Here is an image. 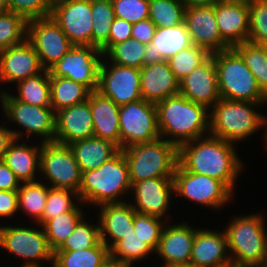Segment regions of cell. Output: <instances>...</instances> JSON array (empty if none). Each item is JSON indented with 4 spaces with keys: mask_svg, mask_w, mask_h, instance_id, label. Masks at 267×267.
<instances>
[{
    "mask_svg": "<svg viewBox=\"0 0 267 267\" xmlns=\"http://www.w3.org/2000/svg\"><path fill=\"white\" fill-rule=\"evenodd\" d=\"M0 101L5 118L12 123H17L23 130L11 129L15 139L22 140L26 134L27 138L36 136L42 142H54L56 133V112L51 106H36L16 100L8 91H0ZM26 132V133H24ZM36 134V135H35Z\"/></svg>",
    "mask_w": 267,
    "mask_h": 267,
    "instance_id": "ba28073f",
    "label": "cell"
},
{
    "mask_svg": "<svg viewBox=\"0 0 267 267\" xmlns=\"http://www.w3.org/2000/svg\"><path fill=\"white\" fill-rule=\"evenodd\" d=\"M197 228L187 224H165L159 245L154 255L161 257L163 264H190V257Z\"/></svg>",
    "mask_w": 267,
    "mask_h": 267,
    "instance_id": "603a6c76",
    "label": "cell"
},
{
    "mask_svg": "<svg viewBox=\"0 0 267 267\" xmlns=\"http://www.w3.org/2000/svg\"><path fill=\"white\" fill-rule=\"evenodd\" d=\"M99 208L100 239L110 250L132 232L136 211L130 202L104 204Z\"/></svg>",
    "mask_w": 267,
    "mask_h": 267,
    "instance_id": "cb8c5ba5",
    "label": "cell"
},
{
    "mask_svg": "<svg viewBox=\"0 0 267 267\" xmlns=\"http://www.w3.org/2000/svg\"><path fill=\"white\" fill-rule=\"evenodd\" d=\"M174 195L211 209H221L233 193L220 181L206 175L186 171L179 163L173 175Z\"/></svg>",
    "mask_w": 267,
    "mask_h": 267,
    "instance_id": "7c38bea8",
    "label": "cell"
},
{
    "mask_svg": "<svg viewBox=\"0 0 267 267\" xmlns=\"http://www.w3.org/2000/svg\"><path fill=\"white\" fill-rule=\"evenodd\" d=\"M16 84L18 94L13 95L16 100L40 107L51 106L50 73L48 70Z\"/></svg>",
    "mask_w": 267,
    "mask_h": 267,
    "instance_id": "d6a6232c",
    "label": "cell"
},
{
    "mask_svg": "<svg viewBox=\"0 0 267 267\" xmlns=\"http://www.w3.org/2000/svg\"><path fill=\"white\" fill-rule=\"evenodd\" d=\"M214 10L221 38L230 46L248 41V3H215Z\"/></svg>",
    "mask_w": 267,
    "mask_h": 267,
    "instance_id": "4316f807",
    "label": "cell"
},
{
    "mask_svg": "<svg viewBox=\"0 0 267 267\" xmlns=\"http://www.w3.org/2000/svg\"><path fill=\"white\" fill-rule=\"evenodd\" d=\"M82 218L74 231L55 251H76L96 246L100 241L99 222L91 224Z\"/></svg>",
    "mask_w": 267,
    "mask_h": 267,
    "instance_id": "ee69618b",
    "label": "cell"
},
{
    "mask_svg": "<svg viewBox=\"0 0 267 267\" xmlns=\"http://www.w3.org/2000/svg\"><path fill=\"white\" fill-rule=\"evenodd\" d=\"M185 7L207 6L215 4V0H179Z\"/></svg>",
    "mask_w": 267,
    "mask_h": 267,
    "instance_id": "11a10c76",
    "label": "cell"
},
{
    "mask_svg": "<svg viewBox=\"0 0 267 267\" xmlns=\"http://www.w3.org/2000/svg\"><path fill=\"white\" fill-rule=\"evenodd\" d=\"M129 168L130 182L173 177L178 165V147L163 138L122 149Z\"/></svg>",
    "mask_w": 267,
    "mask_h": 267,
    "instance_id": "52a82bcc",
    "label": "cell"
},
{
    "mask_svg": "<svg viewBox=\"0 0 267 267\" xmlns=\"http://www.w3.org/2000/svg\"><path fill=\"white\" fill-rule=\"evenodd\" d=\"M35 228L11 225L0 227V248L24 258L22 267H42L40 261L53 264L54 251L48 244L44 228Z\"/></svg>",
    "mask_w": 267,
    "mask_h": 267,
    "instance_id": "9c48e42d",
    "label": "cell"
},
{
    "mask_svg": "<svg viewBox=\"0 0 267 267\" xmlns=\"http://www.w3.org/2000/svg\"><path fill=\"white\" fill-rule=\"evenodd\" d=\"M94 136L108 140L120 148L119 105L98 91L89 93Z\"/></svg>",
    "mask_w": 267,
    "mask_h": 267,
    "instance_id": "83f0119b",
    "label": "cell"
},
{
    "mask_svg": "<svg viewBox=\"0 0 267 267\" xmlns=\"http://www.w3.org/2000/svg\"><path fill=\"white\" fill-rule=\"evenodd\" d=\"M184 23L194 45L210 54L231 48L222 38L217 25L214 4L186 7Z\"/></svg>",
    "mask_w": 267,
    "mask_h": 267,
    "instance_id": "ac0fdd59",
    "label": "cell"
},
{
    "mask_svg": "<svg viewBox=\"0 0 267 267\" xmlns=\"http://www.w3.org/2000/svg\"><path fill=\"white\" fill-rule=\"evenodd\" d=\"M50 16L74 45L92 46L91 0H53Z\"/></svg>",
    "mask_w": 267,
    "mask_h": 267,
    "instance_id": "2e32d148",
    "label": "cell"
},
{
    "mask_svg": "<svg viewBox=\"0 0 267 267\" xmlns=\"http://www.w3.org/2000/svg\"><path fill=\"white\" fill-rule=\"evenodd\" d=\"M110 255L100 241L96 246L76 251H54L52 267H97Z\"/></svg>",
    "mask_w": 267,
    "mask_h": 267,
    "instance_id": "1f68e13d",
    "label": "cell"
},
{
    "mask_svg": "<svg viewBox=\"0 0 267 267\" xmlns=\"http://www.w3.org/2000/svg\"><path fill=\"white\" fill-rule=\"evenodd\" d=\"M77 199V200H76ZM84 205L78 196V192L70 189L49 187L45 209L38 226H43L48 220L59 214L73 210L78 204Z\"/></svg>",
    "mask_w": 267,
    "mask_h": 267,
    "instance_id": "60d3db41",
    "label": "cell"
},
{
    "mask_svg": "<svg viewBox=\"0 0 267 267\" xmlns=\"http://www.w3.org/2000/svg\"><path fill=\"white\" fill-rule=\"evenodd\" d=\"M109 252L112 258L132 267L136 261L145 259L155 251L132 230L124 239L118 241Z\"/></svg>",
    "mask_w": 267,
    "mask_h": 267,
    "instance_id": "74e56055",
    "label": "cell"
},
{
    "mask_svg": "<svg viewBox=\"0 0 267 267\" xmlns=\"http://www.w3.org/2000/svg\"><path fill=\"white\" fill-rule=\"evenodd\" d=\"M249 2L250 0H215V3H224V4H241Z\"/></svg>",
    "mask_w": 267,
    "mask_h": 267,
    "instance_id": "6f0895ef",
    "label": "cell"
},
{
    "mask_svg": "<svg viewBox=\"0 0 267 267\" xmlns=\"http://www.w3.org/2000/svg\"><path fill=\"white\" fill-rule=\"evenodd\" d=\"M145 52L146 44L131 38L113 45L103 56L110 63L141 69Z\"/></svg>",
    "mask_w": 267,
    "mask_h": 267,
    "instance_id": "8d00e7d4",
    "label": "cell"
},
{
    "mask_svg": "<svg viewBox=\"0 0 267 267\" xmlns=\"http://www.w3.org/2000/svg\"><path fill=\"white\" fill-rule=\"evenodd\" d=\"M55 120V142L69 145L94 136L89 96L85 102L58 110Z\"/></svg>",
    "mask_w": 267,
    "mask_h": 267,
    "instance_id": "7402d4cb",
    "label": "cell"
},
{
    "mask_svg": "<svg viewBox=\"0 0 267 267\" xmlns=\"http://www.w3.org/2000/svg\"><path fill=\"white\" fill-rule=\"evenodd\" d=\"M19 212L17 191L0 190V219L15 216Z\"/></svg>",
    "mask_w": 267,
    "mask_h": 267,
    "instance_id": "f907efd6",
    "label": "cell"
},
{
    "mask_svg": "<svg viewBox=\"0 0 267 267\" xmlns=\"http://www.w3.org/2000/svg\"><path fill=\"white\" fill-rule=\"evenodd\" d=\"M191 45L193 43L184 22L168 28H156L152 42L146 44L143 66L168 61Z\"/></svg>",
    "mask_w": 267,
    "mask_h": 267,
    "instance_id": "d4e9b609",
    "label": "cell"
},
{
    "mask_svg": "<svg viewBox=\"0 0 267 267\" xmlns=\"http://www.w3.org/2000/svg\"><path fill=\"white\" fill-rule=\"evenodd\" d=\"M185 6L179 0H149V19L156 28H168L184 22Z\"/></svg>",
    "mask_w": 267,
    "mask_h": 267,
    "instance_id": "f35d334b",
    "label": "cell"
},
{
    "mask_svg": "<svg viewBox=\"0 0 267 267\" xmlns=\"http://www.w3.org/2000/svg\"><path fill=\"white\" fill-rule=\"evenodd\" d=\"M260 46L262 47L265 59L267 60V43L266 44H260Z\"/></svg>",
    "mask_w": 267,
    "mask_h": 267,
    "instance_id": "6125c7cd",
    "label": "cell"
},
{
    "mask_svg": "<svg viewBox=\"0 0 267 267\" xmlns=\"http://www.w3.org/2000/svg\"><path fill=\"white\" fill-rule=\"evenodd\" d=\"M69 146L82 172L99 168L120 151L113 142L96 136L72 142Z\"/></svg>",
    "mask_w": 267,
    "mask_h": 267,
    "instance_id": "f546056e",
    "label": "cell"
},
{
    "mask_svg": "<svg viewBox=\"0 0 267 267\" xmlns=\"http://www.w3.org/2000/svg\"><path fill=\"white\" fill-rule=\"evenodd\" d=\"M156 26L148 18L133 24L131 38L139 42L149 44L152 42Z\"/></svg>",
    "mask_w": 267,
    "mask_h": 267,
    "instance_id": "816d5d0a",
    "label": "cell"
},
{
    "mask_svg": "<svg viewBox=\"0 0 267 267\" xmlns=\"http://www.w3.org/2000/svg\"><path fill=\"white\" fill-rule=\"evenodd\" d=\"M179 93L209 110L220 99L216 64L212 55L179 82Z\"/></svg>",
    "mask_w": 267,
    "mask_h": 267,
    "instance_id": "ffe728a7",
    "label": "cell"
},
{
    "mask_svg": "<svg viewBox=\"0 0 267 267\" xmlns=\"http://www.w3.org/2000/svg\"><path fill=\"white\" fill-rule=\"evenodd\" d=\"M26 39L33 45L45 70L74 46L51 16L28 20Z\"/></svg>",
    "mask_w": 267,
    "mask_h": 267,
    "instance_id": "5bb4252c",
    "label": "cell"
},
{
    "mask_svg": "<svg viewBox=\"0 0 267 267\" xmlns=\"http://www.w3.org/2000/svg\"><path fill=\"white\" fill-rule=\"evenodd\" d=\"M131 187L128 164L120 150L99 168L82 172L78 196L84 207L87 203L98 207L123 203L122 197L131 192Z\"/></svg>",
    "mask_w": 267,
    "mask_h": 267,
    "instance_id": "3957f363",
    "label": "cell"
},
{
    "mask_svg": "<svg viewBox=\"0 0 267 267\" xmlns=\"http://www.w3.org/2000/svg\"><path fill=\"white\" fill-rule=\"evenodd\" d=\"M265 131H266V133H265V135H264V137H265L264 139H265V141H266V145H265V146L267 147V129H265Z\"/></svg>",
    "mask_w": 267,
    "mask_h": 267,
    "instance_id": "be15d7a7",
    "label": "cell"
},
{
    "mask_svg": "<svg viewBox=\"0 0 267 267\" xmlns=\"http://www.w3.org/2000/svg\"><path fill=\"white\" fill-rule=\"evenodd\" d=\"M115 17L135 24L149 18V0H111Z\"/></svg>",
    "mask_w": 267,
    "mask_h": 267,
    "instance_id": "7dc6e473",
    "label": "cell"
},
{
    "mask_svg": "<svg viewBox=\"0 0 267 267\" xmlns=\"http://www.w3.org/2000/svg\"><path fill=\"white\" fill-rule=\"evenodd\" d=\"M102 58L103 53L97 47L74 45L48 71L50 76L69 78L93 92L98 88Z\"/></svg>",
    "mask_w": 267,
    "mask_h": 267,
    "instance_id": "4fadbf2b",
    "label": "cell"
},
{
    "mask_svg": "<svg viewBox=\"0 0 267 267\" xmlns=\"http://www.w3.org/2000/svg\"><path fill=\"white\" fill-rule=\"evenodd\" d=\"M108 63L103 56L97 91L119 106L142 99L140 69Z\"/></svg>",
    "mask_w": 267,
    "mask_h": 267,
    "instance_id": "9a60e30c",
    "label": "cell"
},
{
    "mask_svg": "<svg viewBox=\"0 0 267 267\" xmlns=\"http://www.w3.org/2000/svg\"><path fill=\"white\" fill-rule=\"evenodd\" d=\"M41 180V182L39 181ZM34 182H22L17 190L18 194V209L29 215L37 223L44 212L49 187L44 184L43 179L39 178Z\"/></svg>",
    "mask_w": 267,
    "mask_h": 267,
    "instance_id": "836d02e7",
    "label": "cell"
},
{
    "mask_svg": "<svg viewBox=\"0 0 267 267\" xmlns=\"http://www.w3.org/2000/svg\"><path fill=\"white\" fill-rule=\"evenodd\" d=\"M192 267H233L224 232L197 228L192 246Z\"/></svg>",
    "mask_w": 267,
    "mask_h": 267,
    "instance_id": "44dd1931",
    "label": "cell"
},
{
    "mask_svg": "<svg viewBox=\"0 0 267 267\" xmlns=\"http://www.w3.org/2000/svg\"><path fill=\"white\" fill-rule=\"evenodd\" d=\"M131 192L135 204L130 203L137 213L161 219L169 218L167 212L174 193L173 177H157L135 182Z\"/></svg>",
    "mask_w": 267,
    "mask_h": 267,
    "instance_id": "e0dca14e",
    "label": "cell"
},
{
    "mask_svg": "<svg viewBox=\"0 0 267 267\" xmlns=\"http://www.w3.org/2000/svg\"><path fill=\"white\" fill-rule=\"evenodd\" d=\"M133 24L115 17L111 25L108 41L100 48L103 55L115 44L131 39Z\"/></svg>",
    "mask_w": 267,
    "mask_h": 267,
    "instance_id": "681fc988",
    "label": "cell"
},
{
    "mask_svg": "<svg viewBox=\"0 0 267 267\" xmlns=\"http://www.w3.org/2000/svg\"><path fill=\"white\" fill-rule=\"evenodd\" d=\"M52 6L53 0H9V11L26 21L50 16Z\"/></svg>",
    "mask_w": 267,
    "mask_h": 267,
    "instance_id": "c3c4849f",
    "label": "cell"
},
{
    "mask_svg": "<svg viewBox=\"0 0 267 267\" xmlns=\"http://www.w3.org/2000/svg\"><path fill=\"white\" fill-rule=\"evenodd\" d=\"M167 221L146 214L135 213L134 232L142 238L154 251L157 250L162 230Z\"/></svg>",
    "mask_w": 267,
    "mask_h": 267,
    "instance_id": "bcb514c9",
    "label": "cell"
},
{
    "mask_svg": "<svg viewBox=\"0 0 267 267\" xmlns=\"http://www.w3.org/2000/svg\"><path fill=\"white\" fill-rule=\"evenodd\" d=\"M235 146L208 134L180 146L178 163L186 171L220 180L234 193L238 174L243 167Z\"/></svg>",
    "mask_w": 267,
    "mask_h": 267,
    "instance_id": "6da1fadb",
    "label": "cell"
},
{
    "mask_svg": "<svg viewBox=\"0 0 267 267\" xmlns=\"http://www.w3.org/2000/svg\"><path fill=\"white\" fill-rule=\"evenodd\" d=\"M162 267H192L190 264H164Z\"/></svg>",
    "mask_w": 267,
    "mask_h": 267,
    "instance_id": "91938a15",
    "label": "cell"
},
{
    "mask_svg": "<svg viewBox=\"0 0 267 267\" xmlns=\"http://www.w3.org/2000/svg\"><path fill=\"white\" fill-rule=\"evenodd\" d=\"M39 172L51 188L79 191L82 171L69 145L42 142Z\"/></svg>",
    "mask_w": 267,
    "mask_h": 267,
    "instance_id": "8fae6325",
    "label": "cell"
},
{
    "mask_svg": "<svg viewBox=\"0 0 267 267\" xmlns=\"http://www.w3.org/2000/svg\"><path fill=\"white\" fill-rule=\"evenodd\" d=\"M9 11V0H0V12Z\"/></svg>",
    "mask_w": 267,
    "mask_h": 267,
    "instance_id": "680465c9",
    "label": "cell"
},
{
    "mask_svg": "<svg viewBox=\"0 0 267 267\" xmlns=\"http://www.w3.org/2000/svg\"><path fill=\"white\" fill-rule=\"evenodd\" d=\"M97 267H129L128 265L121 263L119 260L112 258L110 255Z\"/></svg>",
    "mask_w": 267,
    "mask_h": 267,
    "instance_id": "9f6ffc18",
    "label": "cell"
},
{
    "mask_svg": "<svg viewBox=\"0 0 267 267\" xmlns=\"http://www.w3.org/2000/svg\"><path fill=\"white\" fill-rule=\"evenodd\" d=\"M260 213L233 217L224 232L233 267H260L265 254L267 229Z\"/></svg>",
    "mask_w": 267,
    "mask_h": 267,
    "instance_id": "5b68a950",
    "label": "cell"
},
{
    "mask_svg": "<svg viewBox=\"0 0 267 267\" xmlns=\"http://www.w3.org/2000/svg\"><path fill=\"white\" fill-rule=\"evenodd\" d=\"M79 207L77 205L73 210L59 214L43 225L48 244L53 251L62 245L84 217L82 207Z\"/></svg>",
    "mask_w": 267,
    "mask_h": 267,
    "instance_id": "e575fe53",
    "label": "cell"
},
{
    "mask_svg": "<svg viewBox=\"0 0 267 267\" xmlns=\"http://www.w3.org/2000/svg\"><path fill=\"white\" fill-rule=\"evenodd\" d=\"M21 182L16 177L14 172L0 160V190L17 191L20 188Z\"/></svg>",
    "mask_w": 267,
    "mask_h": 267,
    "instance_id": "f5cc1de1",
    "label": "cell"
},
{
    "mask_svg": "<svg viewBox=\"0 0 267 267\" xmlns=\"http://www.w3.org/2000/svg\"><path fill=\"white\" fill-rule=\"evenodd\" d=\"M156 109L160 138L178 148L209 134L210 110L180 93L157 102Z\"/></svg>",
    "mask_w": 267,
    "mask_h": 267,
    "instance_id": "7a4b0ae2",
    "label": "cell"
},
{
    "mask_svg": "<svg viewBox=\"0 0 267 267\" xmlns=\"http://www.w3.org/2000/svg\"><path fill=\"white\" fill-rule=\"evenodd\" d=\"M89 93L84 85L69 78L50 76L51 107L55 112L85 102Z\"/></svg>",
    "mask_w": 267,
    "mask_h": 267,
    "instance_id": "4dcf8cb0",
    "label": "cell"
},
{
    "mask_svg": "<svg viewBox=\"0 0 267 267\" xmlns=\"http://www.w3.org/2000/svg\"><path fill=\"white\" fill-rule=\"evenodd\" d=\"M27 36V21L11 11L0 12V50L21 44Z\"/></svg>",
    "mask_w": 267,
    "mask_h": 267,
    "instance_id": "7bdbcfd3",
    "label": "cell"
},
{
    "mask_svg": "<svg viewBox=\"0 0 267 267\" xmlns=\"http://www.w3.org/2000/svg\"><path fill=\"white\" fill-rule=\"evenodd\" d=\"M264 104L267 102L220 98L210 109L209 134L234 144L249 139L261 127H267L266 115L256 109Z\"/></svg>",
    "mask_w": 267,
    "mask_h": 267,
    "instance_id": "277c9868",
    "label": "cell"
},
{
    "mask_svg": "<svg viewBox=\"0 0 267 267\" xmlns=\"http://www.w3.org/2000/svg\"><path fill=\"white\" fill-rule=\"evenodd\" d=\"M248 42L267 43V0H250Z\"/></svg>",
    "mask_w": 267,
    "mask_h": 267,
    "instance_id": "f6af8a7d",
    "label": "cell"
},
{
    "mask_svg": "<svg viewBox=\"0 0 267 267\" xmlns=\"http://www.w3.org/2000/svg\"><path fill=\"white\" fill-rule=\"evenodd\" d=\"M120 150L160 138L156 104L140 99L119 107Z\"/></svg>",
    "mask_w": 267,
    "mask_h": 267,
    "instance_id": "30bf717a",
    "label": "cell"
},
{
    "mask_svg": "<svg viewBox=\"0 0 267 267\" xmlns=\"http://www.w3.org/2000/svg\"><path fill=\"white\" fill-rule=\"evenodd\" d=\"M260 267H267V242H266V246H265L264 260H263Z\"/></svg>",
    "mask_w": 267,
    "mask_h": 267,
    "instance_id": "94428289",
    "label": "cell"
},
{
    "mask_svg": "<svg viewBox=\"0 0 267 267\" xmlns=\"http://www.w3.org/2000/svg\"><path fill=\"white\" fill-rule=\"evenodd\" d=\"M14 139L4 154V163L14 172L20 182L38 181L37 173H40V155L42 141L39 146L27 145L25 142ZM37 179V180H36Z\"/></svg>",
    "mask_w": 267,
    "mask_h": 267,
    "instance_id": "f1b7e54d",
    "label": "cell"
},
{
    "mask_svg": "<svg viewBox=\"0 0 267 267\" xmlns=\"http://www.w3.org/2000/svg\"><path fill=\"white\" fill-rule=\"evenodd\" d=\"M243 59L255 76L261 91L267 96V60L262 47L251 42H243L232 47Z\"/></svg>",
    "mask_w": 267,
    "mask_h": 267,
    "instance_id": "ab89813d",
    "label": "cell"
},
{
    "mask_svg": "<svg viewBox=\"0 0 267 267\" xmlns=\"http://www.w3.org/2000/svg\"><path fill=\"white\" fill-rule=\"evenodd\" d=\"M92 46L100 49L109 39L115 12L111 0H91Z\"/></svg>",
    "mask_w": 267,
    "mask_h": 267,
    "instance_id": "d590c367",
    "label": "cell"
},
{
    "mask_svg": "<svg viewBox=\"0 0 267 267\" xmlns=\"http://www.w3.org/2000/svg\"><path fill=\"white\" fill-rule=\"evenodd\" d=\"M14 139L11 129L0 125V160L3 159L5 152Z\"/></svg>",
    "mask_w": 267,
    "mask_h": 267,
    "instance_id": "db71d44e",
    "label": "cell"
},
{
    "mask_svg": "<svg viewBox=\"0 0 267 267\" xmlns=\"http://www.w3.org/2000/svg\"><path fill=\"white\" fill-rule=\"evenodd\" d=\"M210 56L211 54L205 48L193 44L171 57L168 64L176 79L180 82Z\"/></svg>",
    "mask_w": 267,
    "mask_h": 267,
    "instance_id": "b9f144b4",
    "label": "cell"
},
{
    "mask_svg": "<svg viewBox=\"0 0 267 267\" xmlns=\"http://www.w3.org/2000/svg\"><path fill=\"white\" fill-rule=\"evenodd\" d=\"M211 55L216 64L220 98L267 102V96L261 91L255 76L232 47Z\"/></svg>",
    "mask_w": 267,
    "mask_h": 267,
    "instance_id": "8992f818",
    "label": "cell"
},
{
    "mask_svg": "<svg viewBox=\"0 0 267 267\" xmlns=\"http://www.w3.org/2000/svg\"><path fill=\"white\" fill-rule=\"evenodd\" d=\"M142 99L157 103L179 93V81L168 61H160L140 69Z\"/></svg>",
    "mask_w": 267,
    "mask_h": 267,
    "instance_id": "484cf974",
    "label": "cell"
},
{
    "mask_svg": "<svg viewBox=\"0 0 267 267\" xmlns=\"http://www.w3.org/2000/svg\"><path fill=\"white\" fill-rule=\"evenodd\" d=\"M33 45L25 39L21 44L0 50V83H17L43 72Z\"/></svg>",
    "mask_w": 267,
    "mask_h": 267,
    "instance_id": "d6986e66",
    "label": "cell"
}]
</instances>
